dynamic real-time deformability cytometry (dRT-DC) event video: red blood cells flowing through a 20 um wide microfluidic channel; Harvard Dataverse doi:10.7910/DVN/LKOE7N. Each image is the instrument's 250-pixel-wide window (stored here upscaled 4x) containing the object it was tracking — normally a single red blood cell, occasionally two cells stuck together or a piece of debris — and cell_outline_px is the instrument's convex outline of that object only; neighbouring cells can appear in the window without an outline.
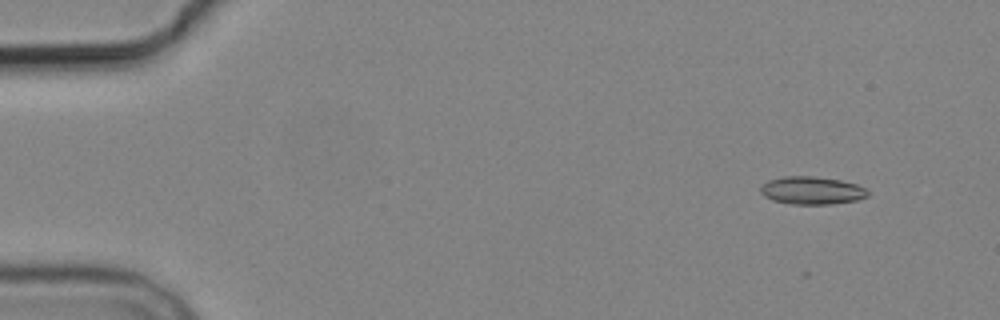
{"species": "common noctule bat (a hibernating species)", "species_latin": "Nyctalus noctula", "temperature_condition": "cold", "stored_images_in_passage": 5, "camera_frame_rate_fps": 3000, "um_per_image_px": 0.085, "animal": {"sex": "male", "body_mass_g": 19.2, "forearm_length_mm": 51.8}, "frame": {"image": 1, "passage_image": 1, "time_ms": 0.0, "image_size_px": [1000, 320], "cell_outline_px": [[868, 196], [856, 200], [832, 204], [792, 204], [772, 200], [764, 196], [760, 192], [760, 188], [768, 180], [784, 176], [812, 176], [840, 180], [856, 184], [864, 188], [868, 192]], "centroid_in_image_um": [68.99, 16.19], "position_along_channel_um": 16.0, "area_um2": 17.28}}